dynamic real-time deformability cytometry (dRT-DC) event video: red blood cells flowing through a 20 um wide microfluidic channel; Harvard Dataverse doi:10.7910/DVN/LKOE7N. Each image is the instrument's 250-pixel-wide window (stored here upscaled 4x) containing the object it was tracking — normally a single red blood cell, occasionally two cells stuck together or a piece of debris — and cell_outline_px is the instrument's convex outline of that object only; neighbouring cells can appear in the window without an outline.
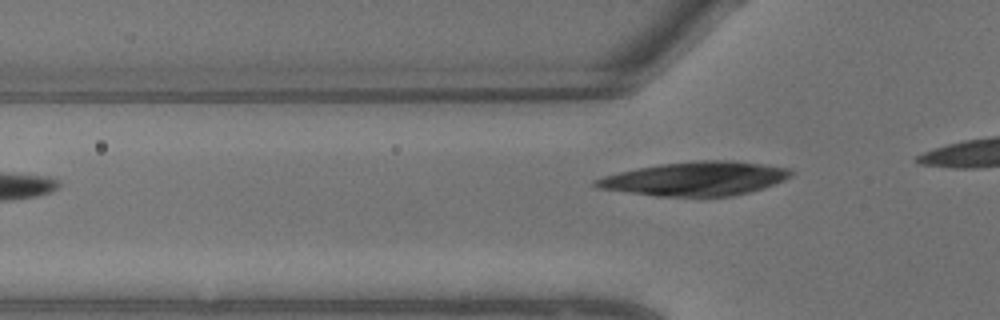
{"species": "common noctule bat (a hibernating species)", "species_latin": "Nyctalus noctula", "temperature_condition": "warm", "stored_images_in_passage": 4, "camera_frame_rate_fps": 3000, "um_per_image_px": 0.085, "animal": {"sex": "male", "body_mass_g": 13.3}, "frame": {"image": 1, "passage_image": 4, "time_ms": 1.0, "image_size_px": [1000, 320], "cell_outline_px": [[796, 172], [792, 176], [784, 180], [764, 188], [732, 196], [656, 196], [596, 188], [592, 184], [592, 180], [604, 176], [620, 172], [660, 164], [704, 160], [724, 160], [764, 164], [788, 168]], "centroid_in_image_um": [59.12, 15.19], "position_along_channel_um": 66.7, "area_um2": 38.38}}